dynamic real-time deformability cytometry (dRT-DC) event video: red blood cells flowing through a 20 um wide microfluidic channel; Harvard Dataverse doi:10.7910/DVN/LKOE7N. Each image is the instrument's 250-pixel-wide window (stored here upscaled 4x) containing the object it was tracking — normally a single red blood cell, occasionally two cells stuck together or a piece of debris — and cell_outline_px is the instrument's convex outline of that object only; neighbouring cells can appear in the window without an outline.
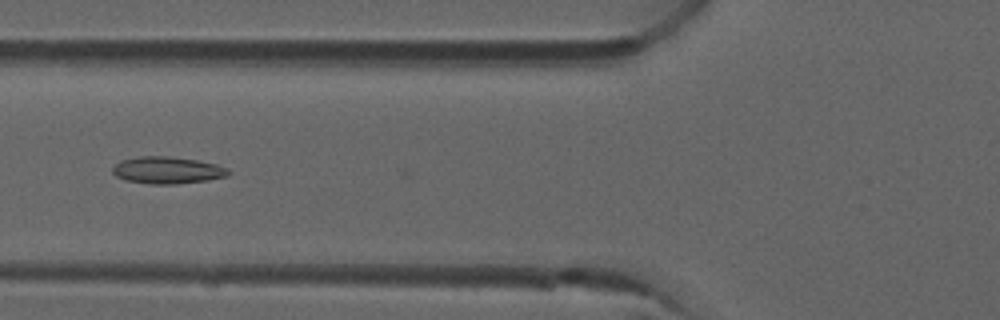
{"species": "common noctule bat (a hibernating species)", "species_latin": "Nyctalus noctula", "temperature_condition": "room temperature", "stored_images_in_passage": 6, "camera_frame_rate_fps": 3000, "um_per_image_px": 0.085, "animal": {"sex": "male", "forearm_length_mm": 52.5}, "frame": {"image": 1, "passage_image": 5, "time_ms": 1.333, "image_size_px": [1000, 320], "cell_outline_px": [[232, 172], [228, 176], [208, 180], [176, 184], [148, 184], [128, 180], [116, 176], [112, 172], [112, 168], [120, 160], [140, 156], [168, 156], [196, 160], [216, 164], [228, 168]], "centroid_in_image_um": [14.25, 14.47], "position_along_channel_um": 111.6, "area_um2": 18.26}}
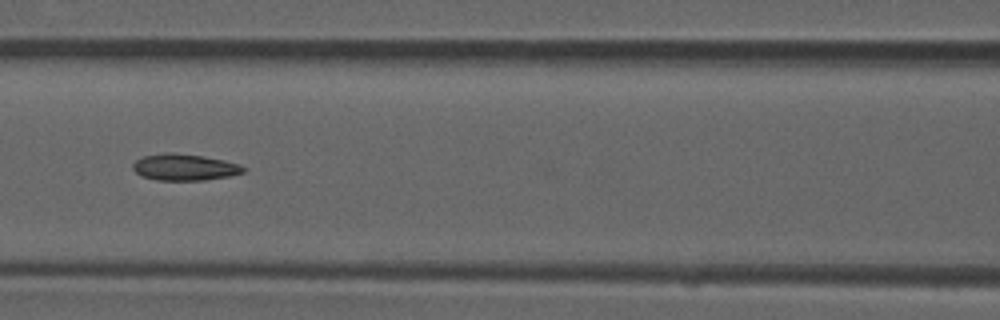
{"frame": {"image": 2, "passage_image": 6, "time_ms": 1.667, "image_size_px": [1000, 320], "cell_outline_px": [[248, 168], [244, 172], [228, 176], [204, 180], [156, 180], [140, 176], [132, 168], [132, 164], [136, 160], [144, 156], [168, 152], [172, 152], [200, 156], [224, 160], [240, 164]], "centroid_in_image_um": [15.68, 14.22], "position_along_channel_um": 150.9, "area_um2": 17.05}}